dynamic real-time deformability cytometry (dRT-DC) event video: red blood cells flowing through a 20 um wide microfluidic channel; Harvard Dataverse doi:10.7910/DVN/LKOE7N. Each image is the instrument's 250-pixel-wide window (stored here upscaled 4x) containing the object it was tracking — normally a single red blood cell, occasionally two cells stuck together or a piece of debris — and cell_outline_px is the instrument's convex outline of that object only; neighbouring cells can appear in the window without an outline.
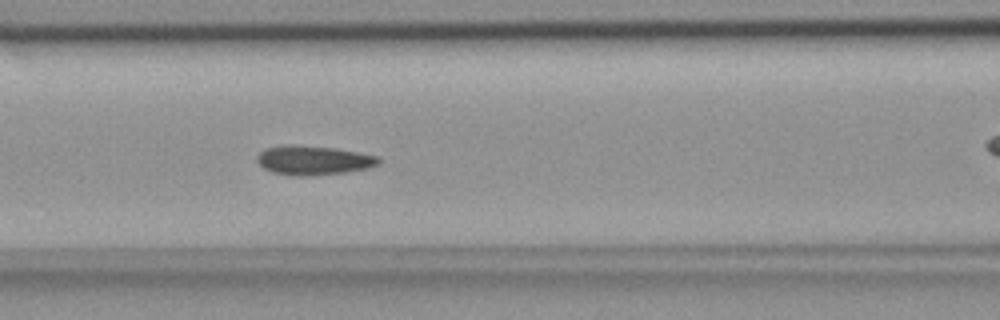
{"species": "common noctule bat (a hibernating species)", "species_latin": "Nyctalus noctula", "temperature_condition": "room temperature", "stored_images_in_passage": 54, "camera_frame_rate_fps": 3000, "um_per_image_px": 0.085, "animal": {"sex": "female", "body_mass_g": 18.4}, "frame": {"image": 1, "passage_image": 22, "time_ms": 7.0, "image_size_px": [1000, 320], "cell_outline_px": [[380, 164], [368, 168], [344, 172], [312, 176], [296, 176], [272, 172], [264, 168], [256, 160], [256, 156], [264, 148], [292, 144], [336, 148], [380, 156]], "centroid_in_image_um": [26.65, 13.62], "position_along_channel_um": 140.0, "area_um2": 20.87}}
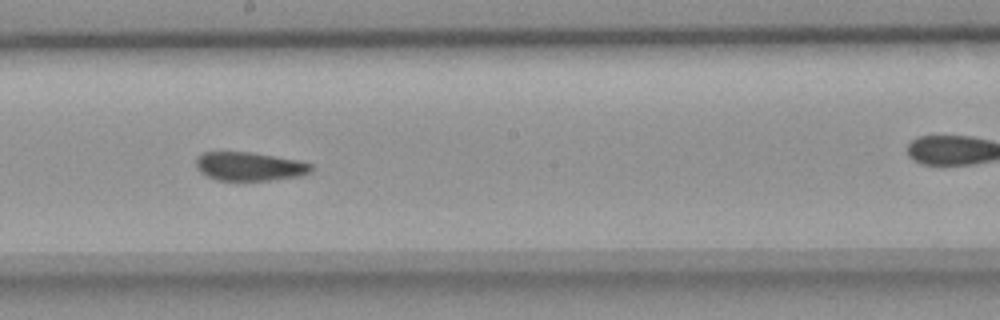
{"frame": {"image": 2, "passage_image": 29, "time_ms": 9.333, "image_size_px": [1000, 320], "cell_outline_px": [[312, 172], [304, 176], [272, 180], [216, 180], [200, 172], [196, 168], [196, 156], [200, 152], [252, 152], [300, 160], [312, 164]], "centroid_in_image_um": [21.23, 14.14], "position_along_channel_um": 227.0, "area_um2": 19.59}}
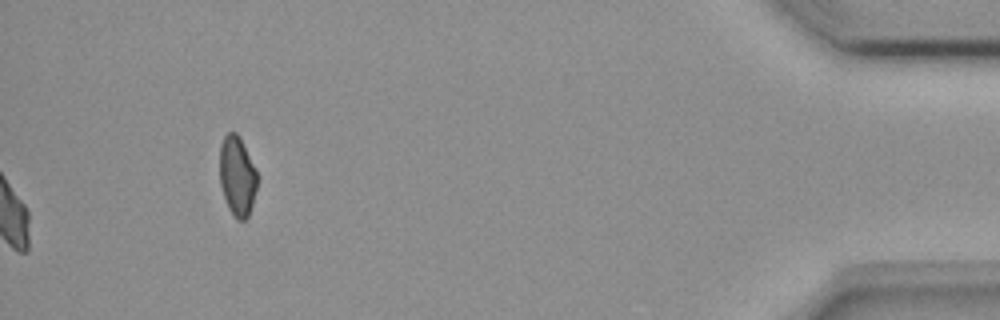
{"frame": {"image": 3, "passage_image": 54, "time_ms": 17.667, "image_size_px": [1000, 320], "cell_outline_px": [[256, 188], [252, 204], [248, 216], [244, 220], [236, 220], [228, 208], [220, 184], [220, 144], [224, 136], [228, 132], [236, 132], [240, 136], [256, 172]], "centroid_in_image_um": [20.14, 14.96], "position_along_channel_um": 415.1, "area_um2": 17.22}, "authors_computed_cell_mechanics": {"area_um2": 20.23, "velocity_mm_per_s": 3.7518, "shape_relaxation_time_tau1_ms": null, "shape_relaxation_time_tau2_ms": 2.0525, "deformation_change_tau1": null, "deformation_change_tau2": 0.0563}}